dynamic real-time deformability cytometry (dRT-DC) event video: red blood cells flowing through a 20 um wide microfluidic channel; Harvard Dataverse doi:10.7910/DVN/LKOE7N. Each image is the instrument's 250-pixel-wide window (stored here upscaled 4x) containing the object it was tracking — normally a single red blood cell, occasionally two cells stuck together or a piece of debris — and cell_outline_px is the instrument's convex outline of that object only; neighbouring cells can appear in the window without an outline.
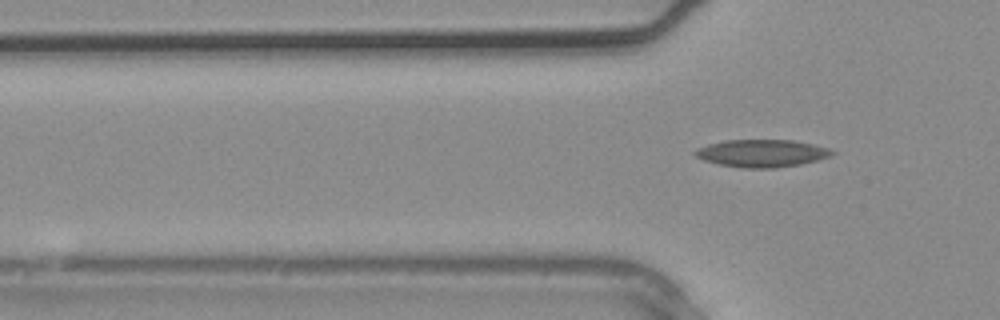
{"species": "common noctule bat (a hibernating species)", "species_latin": "Nyctalus noctula", "temperature_condition": "warm", "stored_images_in_passage": 5, "camera_frame_rate_fps": 3000, "um_per_image_px": 0.085, "animal": {"sex": "male", "body_mass_g": 20.4}, "frame": {"image": 1, "passage_image": 5, "time_ms": 1.333, "image_size_px": [1000, 320], "cell_outline_px": [[836, 152], [832, 156], [800, 164], [776, 168], [740, 168], [716, 164], [704, 160], [696, 156], [692, 152], [696, 148], [708, 144], [728, 140], [792, 140], [812, 144], [828, 148]], "centroid_in_image_um": [64.73, 13.03], "position_along_channel_um": 61.1, "area_um2": 22.02}}